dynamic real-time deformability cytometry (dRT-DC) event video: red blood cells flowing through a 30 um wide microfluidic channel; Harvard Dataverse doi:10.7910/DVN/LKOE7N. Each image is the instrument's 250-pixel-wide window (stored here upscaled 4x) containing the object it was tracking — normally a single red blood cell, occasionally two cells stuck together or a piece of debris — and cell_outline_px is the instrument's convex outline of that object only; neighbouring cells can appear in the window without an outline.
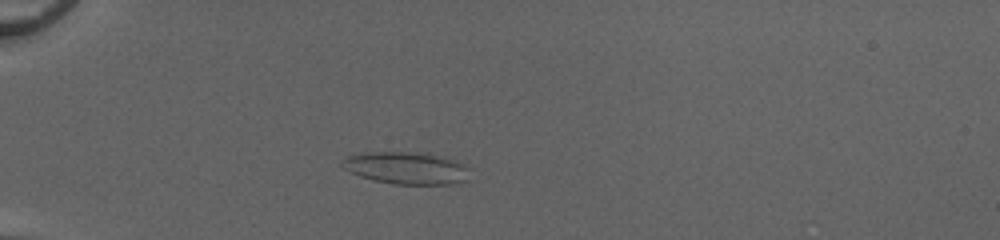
{"species": "common noctule bat (a hibernating species)", "species_latin": "Nyctalus noctula", "temperature_condition": "cold", "stored_images_in_passage": 41, "camera_frame_rate_fps": 3000, "um_per_image_px": 0.085, "animal": {"sex": "female", "body_mass_g": 20.0, "forearm_length_mm": 54.0}, "frame": {"image": 1, "passage_image": 10, "time_ms": 3.0, "image_size_px": [1000, 240], "cell_outline_px": [[468, 180], [452, 184], [392, 184], [372, 180], [360, 176], [344, 168], [340, 164], [348, 156], [372, 152], [404, 152], [432, 156], [464, 164], [468, 168]], "centroid_in_image_um": [34.51, 14.32], "position_along_channel_um": 50.5, "area_um2": 23.18}}
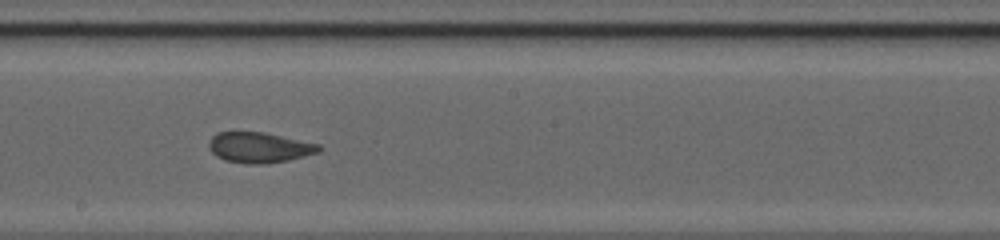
{"frame": {"image": 2, "passage_image": 25, "time_ms": 8.0, "image_size_px": [1000, 240], "cell_outline_px": [[320, 152], [288, 160], [260, 164], [244, 164], [224, 160], [216, 156], [212, 152], [208, 144], [212, 136], [216, 132], [264, 132], [320, 144]], "centroid_in_image_um": [22.02, 12.54], "position_along_channel_um": 226.2, "area_um2": 19.54}}
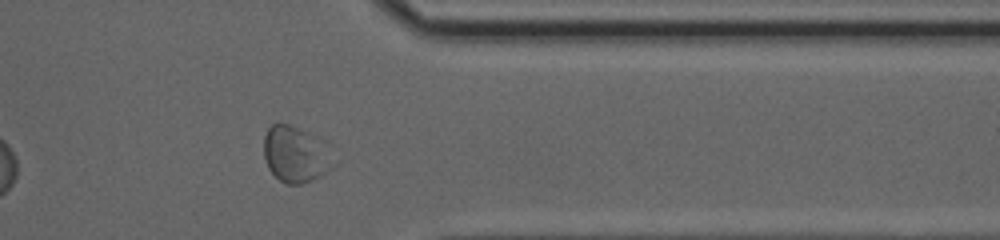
{"frame": {"image": 3, "passage_image": 37, "time_ms": 12.0, "image_size_px": [1000, 240], "cell_outline_px": [[324, 172], [320, 176], [312, 180], [300, 184], [288, 184], [280, 180], [268, 168], [264, 156], [264, 136], [268, 128], [272, 124], [288, 124], [312, 136]], "centroid_in_image_um": [24.78, 13.14], "position_along_channel_um": 386.6, "area_um2": 19.65}, "authors_computed_cell_mechanics": {"area_um2": 20.1144, "velocity_mm_per_s": 4.1071, "shape_relaxation_time_tau1_ms": null, "shape_relaxation_time_tau2_ms": 1.4302, "deformation_change_tau1": null, "deformation_change_tau2": 0.0727}}